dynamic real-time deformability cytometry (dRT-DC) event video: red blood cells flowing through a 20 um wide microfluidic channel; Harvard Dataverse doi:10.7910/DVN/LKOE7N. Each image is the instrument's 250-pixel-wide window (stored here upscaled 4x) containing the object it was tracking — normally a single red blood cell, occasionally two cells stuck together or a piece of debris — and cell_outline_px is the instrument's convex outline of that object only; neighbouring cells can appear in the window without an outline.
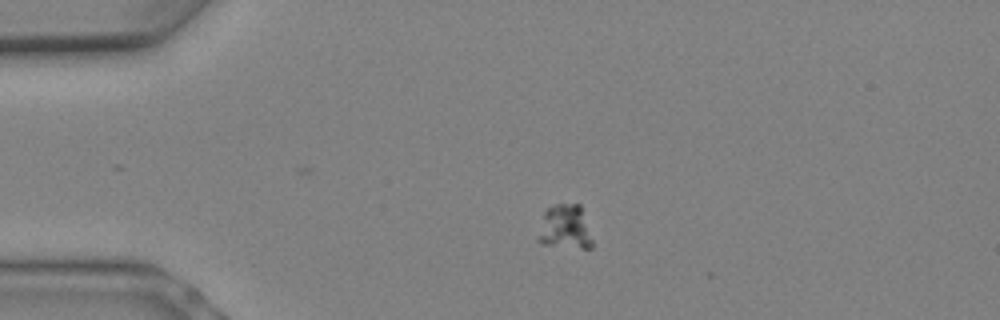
{"species": "Egyptian fruit bat (a non-hibernating species)", "species_latin": "Rousettus aegyptiacus", "temperature_condition": "warm", "stored_images_in_passage": 10, "camera_frame_rate_fps": 3000, "um_per_image_px": 0.085, "animal": {"sex": "female"}, "frame": {"image": 1, "passage_image": 4, "time_ms": 1.0, "image_size_px": [1000, 320], "cell_outline_px": [[592, 248], [580, 248], [540, 244], [536, 240], [544, 212], [548, 208], [556, 204], [580, 204], [592, 240]], "centroid_in_image_um": [48.0, 19.32], "position_along_channel_um": 37.0, "area_um2": 13.93}}
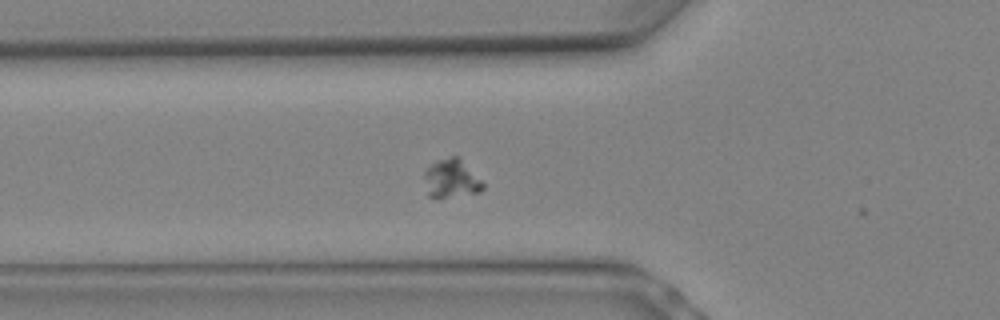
{"frame": {"image": 2, "passage_image": 7, "time_ms": 2.0, "image_size_px": [1000, 320], "cell_outline_px": [[484, 188], [480, 192], [444, 196], [428, 196], [424, 176], [424, 172], [436, 160], [452, 156], [460, 156], [484, 184]], "centroid_in_image_um": [38.37, 15.13], "position_along_channel_um": 87.4, "area_um2": 12.83}}